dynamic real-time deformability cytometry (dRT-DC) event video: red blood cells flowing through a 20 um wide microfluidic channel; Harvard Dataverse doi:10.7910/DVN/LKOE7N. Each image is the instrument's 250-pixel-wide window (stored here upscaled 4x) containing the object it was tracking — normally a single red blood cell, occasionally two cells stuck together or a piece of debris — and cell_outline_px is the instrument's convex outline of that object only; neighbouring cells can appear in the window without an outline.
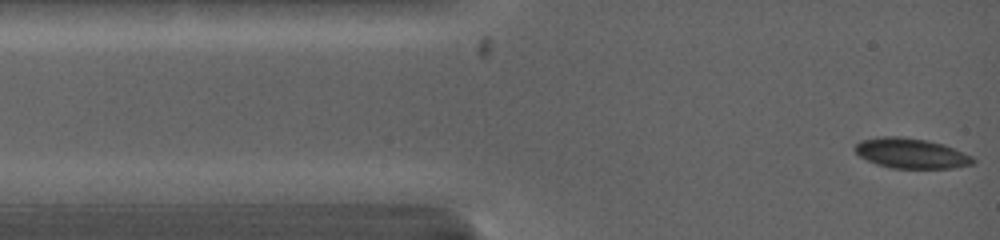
{"species": "common noctule bat (a hibernating species)", "species_latin": "Nyctalus noctula", "temperature_condition": "warm", "stored_images_in_passage": 2, "camera_frame_rate_fps": 5000, "um_per_image_px": 0.085, "animal": {"sex": "female", "body_mass_g": 19.0, "forearm_length_mm": 53.3}, "frame": {"image": 1, "passage_image": 2, "time_ms": 1.0, "image_size_px": [1000, 240], "cell_outline_px": [[976, 160], [972, 164], [952, 168], [892, 168], [876, 164], [860, 156], [856, 152], [856, 144], [860, 140], [884, 136], [900, 136], [928, 140], [944, 144], [972, 156]], "centroid_in_image_um": [77.46, 13.02], "position_along_channel_um": 7.5, "area_um2": 20.63}}